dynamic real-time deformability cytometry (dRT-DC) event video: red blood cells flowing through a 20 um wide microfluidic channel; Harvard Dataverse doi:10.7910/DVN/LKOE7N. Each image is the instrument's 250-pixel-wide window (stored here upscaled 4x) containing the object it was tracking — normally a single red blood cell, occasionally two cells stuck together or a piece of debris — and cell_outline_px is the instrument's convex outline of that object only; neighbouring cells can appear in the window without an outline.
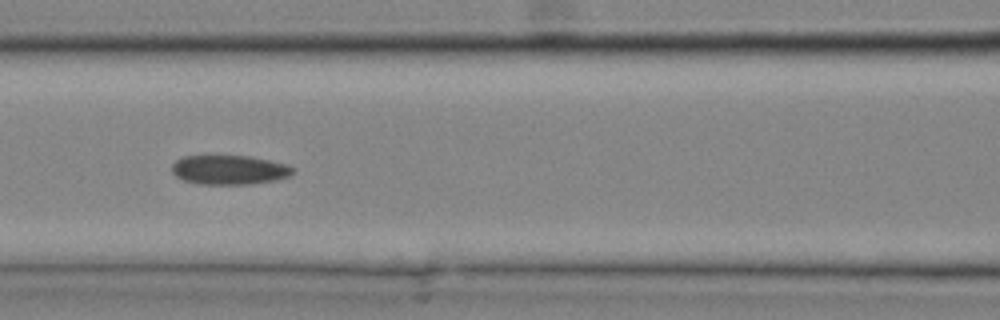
{"species": "common noctule bat (a hibernating species)", "species_latin": "Nyctalus noctula", "temperature_condition": "cold", "stored_images_in_passage": 26, "camera_frame_rate_fps": 3000, "um_per_image_px": 0.085, "animal": {"sex": "male", "body_mass_g": 20.4}, "frame": {"image": 1, "passage_image": 12, "time_ms": 3.667, "image_size_px": [1000, 320], "cell_outline_px": [[296, 172], [288, 176], [276, 180], [252, 184], [200, 184], [184, 180], [176, 176], [172, 172], [172, 164], [176, 160], [184, 156], [208, 152], [248, 156], [288, 164], [296, 168]], "centroid_in_image_um": [19.47, 14.38], "position_along_channel_um": 147.1, "area_um2": 21.68}}
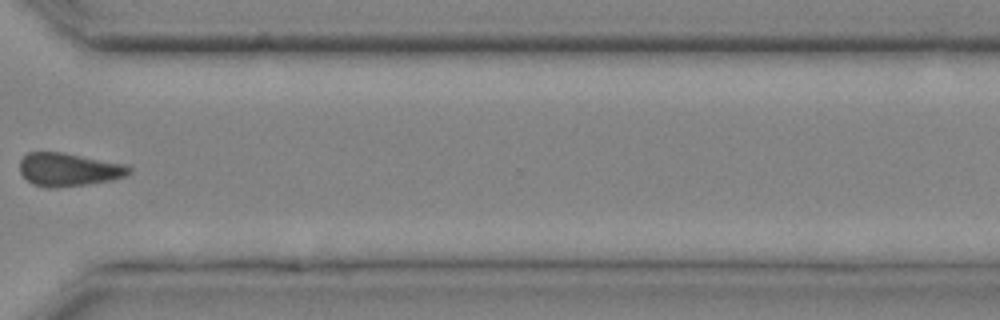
{"frame": {"image": 2, "passage_image": 22, "time_ms": 7.0, "image_size_px": [1000, 320], "cell_outline_px": [[132, 172], [128, 176], [112, 180], [88, 184], [60, 188], [48, 188], [32, 184], [20, 172], [20, 160], [28, 152], [64, 152], [128, 164], [132, 168]], "centroid_in_image_um": [5.9, 14.41], "position_along_channel_um": 364.7, "area_um2": 21.62}}